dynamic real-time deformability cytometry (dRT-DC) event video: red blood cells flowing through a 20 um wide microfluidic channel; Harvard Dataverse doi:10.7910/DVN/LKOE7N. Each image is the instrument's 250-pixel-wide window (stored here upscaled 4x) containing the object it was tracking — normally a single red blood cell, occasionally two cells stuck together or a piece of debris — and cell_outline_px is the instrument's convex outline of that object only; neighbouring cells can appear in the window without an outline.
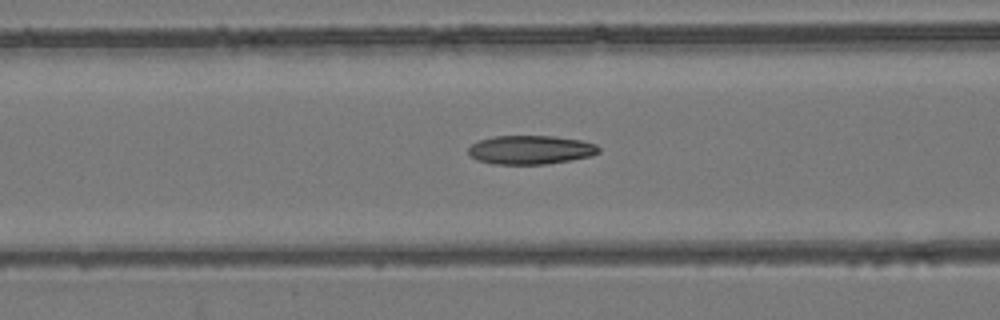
{"species": "common noctule bat (a hibernating species)", "species_latin": "Nyctalus noctula", "temperature_condition": "room temperature", "stored_images_in_passage": 55, "camera_frame_rate_fps": 3000, "um_per_image_px": 0.085, "animal": {"sex": "female", "body_mass_g": 24.6, "forearm_length_mm": 56.2}, "frame": {"image": 1, "passage_image": 23, "time_ms": 7.333, "image_size_px": [1000, 320], "cell_outline_px": [[600, 152], [592, 156], [572, 160], [544, 164], [492, 164], [476, 160], [468, 156], [468, 148], [472, 144], [480, 140], [496, 136], [552, 136], [580, 140], [596, 144], [600, 148]], "centroid_in_image_um": [45.09, 12.74], "position_along_channel_um": 121.5, "area_um2": 22.02}}
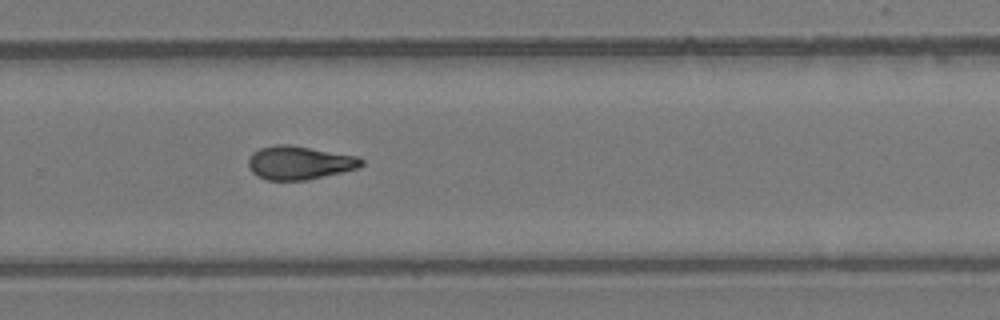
{"frame": {"image": 2, "passage_image": 37, "time_ms": 12.0, "image_size_px": [1000, 320], "cell_outline_px": [[364, 164], [360, 168], [308, 180], [268, 180], [256, 176], [252, 172], [248, 164], [248, 160], [252, 152], [260, 148], [276, 144], [288, 144], [356, 156], [364, 160]], "centroid_in_image_um": [25.45, 13.84], "position_along_channel_um": 304.4, "area_um2": 22.14}}
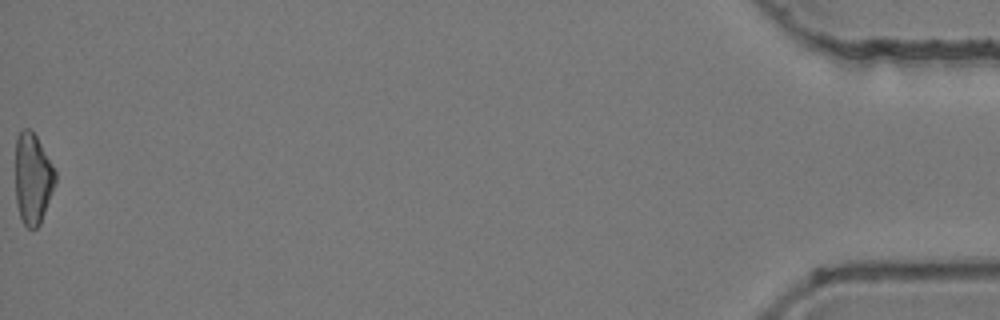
{"frame": {"image": 3, "passage_image": 55, "time_ms": 18.0, "image_size_px": [1000, 320], "cell_outline_px": [[56, 184], [40, 224], [36, 228], [28, 228], [24, 224], [20, 216], [16, 204], [16, 140], [20, 132], [24, 128], [28, 128], [36, 136], [56, 172]], "centroid_in_image_um": [2.79, 15.21], "position_along_channel_um": 432.4, "area_um2": 20.98}, "authors_computed_cell_mechanics": {"area_um2": 21.964, "velocity_mm_per_s": 3.9186, "shape_relaxation_time_tau1_ms": 10.209, "shape_relaxation_time_tau2_ms": 4.1818, "deformation_change_tau1": 0.229, "deformation_change_tau2": 0.1219}}